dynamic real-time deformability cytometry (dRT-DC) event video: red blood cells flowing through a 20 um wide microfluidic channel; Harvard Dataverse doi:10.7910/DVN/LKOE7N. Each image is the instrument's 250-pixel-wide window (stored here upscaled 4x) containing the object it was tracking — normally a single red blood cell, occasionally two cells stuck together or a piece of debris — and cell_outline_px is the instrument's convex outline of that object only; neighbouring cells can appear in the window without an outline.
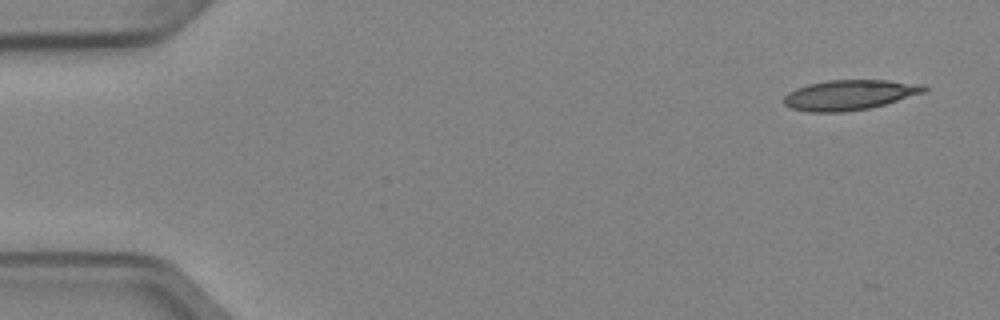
{"species": "Egyptian fruit bat (a non-hibernating species)", "species_latin": "Rousettus aegyptiacus", "temperature_condition": "cold", "stored_images_in_passage": 5, "camera_frame_rate_fps": 3000, "um_per_image_px": 0.085, "animal": {"sex": "female"}, "frame": {"image": 1, "passage_image": 1, "time_ms": 0.0, "image_size_px": [1000, 320], "cell_outline_px": [[928, 88], [924, 92], [884, 104], [868, 108], [844, 112], [808, 112], [792, 108], [784, 104], [784, 96], [788, 92], [796, 88], [808, 84], [828, 80], [888, 80], [924, 84]], "centroid_in_image_um": [72.19, 8.06], "position_along_channel_um": 12.8, "area_um2": 24.51}}